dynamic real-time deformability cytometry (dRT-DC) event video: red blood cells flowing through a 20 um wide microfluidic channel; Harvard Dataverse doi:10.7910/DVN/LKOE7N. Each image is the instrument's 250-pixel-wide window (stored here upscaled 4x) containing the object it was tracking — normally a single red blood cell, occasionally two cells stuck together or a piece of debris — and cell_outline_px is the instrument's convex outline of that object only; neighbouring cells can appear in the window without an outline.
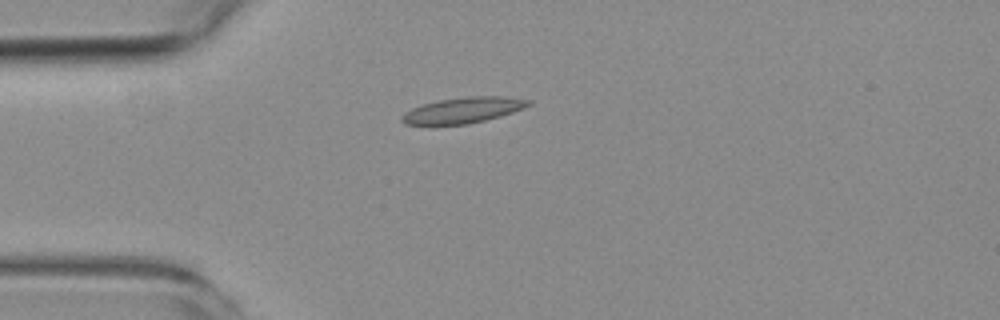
{"species": "common noctule bat (a hibernating species)", "species_latin": "Nyctalus noctula", "temperature_condition": "room temperature", "stored_images_in_passage": 2, "camera_frame_rate_fps": 3000, "um_per_image_px": 0.085, "animal": {"sex": "female", "body_mass_g": 19.3, "forearm_length_mm": 54.1}, "frame": {"image": 1, "passage_image": 2, "time_ms": 1.333, "image_size_px": [1000, 320], "cell_outline_px": [[532, 104], [524, 108], [500, 116], [468, 124], [404, 124], [400, 120], [400, 116], [404, 112], [420, 104], [440, 100], [468, 96], [508, 96], [532, 100]], "centroid_in_image_um": [39.38, 9.35], "position_along_channel_um": 45.6, "area_um2": 19.07}}